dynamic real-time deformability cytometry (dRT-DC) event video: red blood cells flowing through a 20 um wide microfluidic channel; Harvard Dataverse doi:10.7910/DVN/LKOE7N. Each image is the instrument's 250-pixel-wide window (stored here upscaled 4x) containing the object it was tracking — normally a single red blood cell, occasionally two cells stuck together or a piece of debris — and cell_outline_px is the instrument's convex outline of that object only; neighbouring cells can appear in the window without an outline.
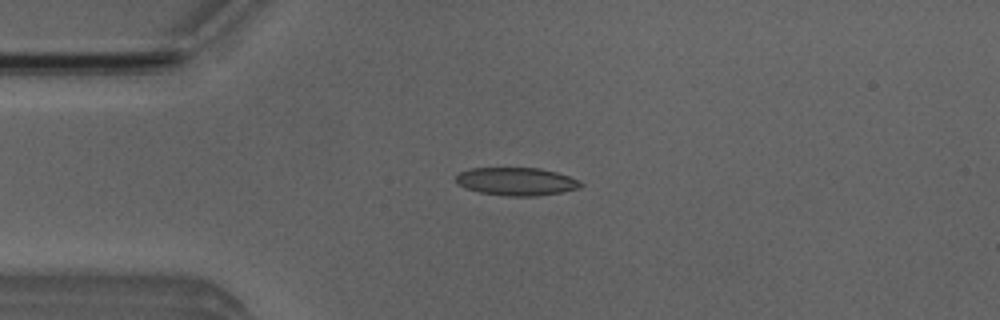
{"species": "Egyptian fruit bat (a non-hibernating species)", "species_latin": "Rousettus aegyptiacus", "temperature_condition": "room temperature", "stored_images_in_passage": 4, "camera_frame_rate_fps": 3000, "um_per_image_px": 0.085, "animal": {"sex": "male"}, "frame": {"image": 1, "passage_image": 1, "time_ms": 0.0, "image_size_px": [1000, 320], "cell_outline_px": [[584, 184], [580, 188], [560, 192], [536, 196], [508, 196], [480, 192], [468, 188], [460, 184], [456, 180], [456, 176], [460, 172], [472, 168], [540, 168], [556, 172], [580, 180]], "centroid_in_image_um": [43.95, 15.42], "position_along_channel_um": 41.1, "area_um2": 20.11}}